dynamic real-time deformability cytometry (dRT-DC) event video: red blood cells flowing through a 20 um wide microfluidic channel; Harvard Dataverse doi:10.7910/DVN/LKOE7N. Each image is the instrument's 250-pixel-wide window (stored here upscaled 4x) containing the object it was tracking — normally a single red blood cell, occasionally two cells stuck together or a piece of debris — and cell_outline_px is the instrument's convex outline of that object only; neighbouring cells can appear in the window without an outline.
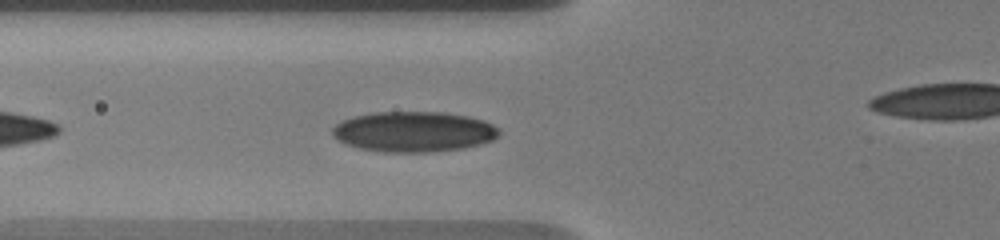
{"species": "human", "species_latin": "Homo sapiens", "temperature_condition": "warm", "stored_images_in_passage": 6, "segment_of_instrument_passage": [1, 2], "camera_frame_rate_fps": 3000, "um_per_image_px": 0.085, "donor": {"sex": "male"}, "frame": {"image": 1, "passage_image": 5, "time_ms": 4.0, "image_size_px": [1000, 240], "cell_outline_px": [[500, 136], [492, 140], [480, 144], [464, 148], [432, 152], [384, 152], [360, 148], [348, 144], [332, 136], [332, 128], [336, 124], [352, 116], [372, 112], [444, 112], [468, 116], [484, 120], [500, 128]], "centroid_in_image_um": [35.2, 11.19], "position_along_channel_um": 90.6, "area_um2": 39.42}}